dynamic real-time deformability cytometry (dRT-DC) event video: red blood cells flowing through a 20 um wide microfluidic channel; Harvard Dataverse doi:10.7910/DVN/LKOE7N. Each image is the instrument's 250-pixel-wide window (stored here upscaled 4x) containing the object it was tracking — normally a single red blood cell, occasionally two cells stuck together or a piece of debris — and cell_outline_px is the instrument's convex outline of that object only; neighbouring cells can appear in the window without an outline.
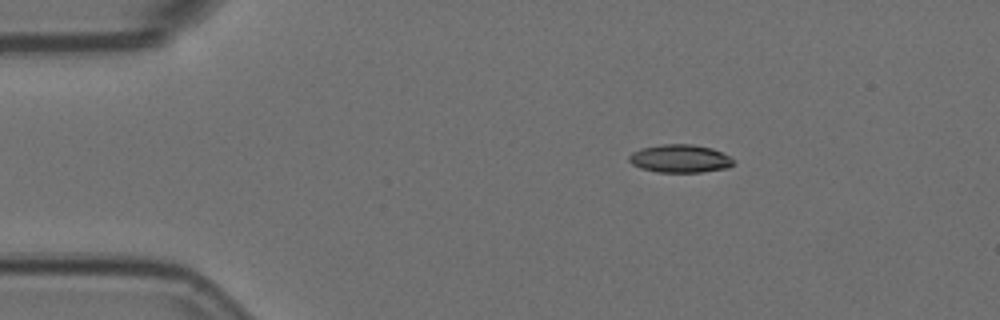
{"species": "Egyptian fruit bat (a non-hibernating species)", "species_latin": "Rousettus aegyptiacus", "temperature_condition": "room temperature", "stored_images_in_passage": 3, "camera_frame_rate_fps": 3000, "um_per_image_px": 0.085, "animal": {"sex": "female"}, "frame": {"image": 1, "passage_image": 1, "time_ms": 0.0, "image_size_px": [1000, 320], "cell_outline_px": [[736, 164], [728, 168], [700, 172], [656, 172], [632, 164], [628, 160], [628, 156], [632, 152], [640, 148], [664, 144], [692, 144], [712, 148], [736, 160]], "centroid_in_image_um": [57.83, 13.48], "position_along_channel_um": 27.2, "area_um2": 17.11}}
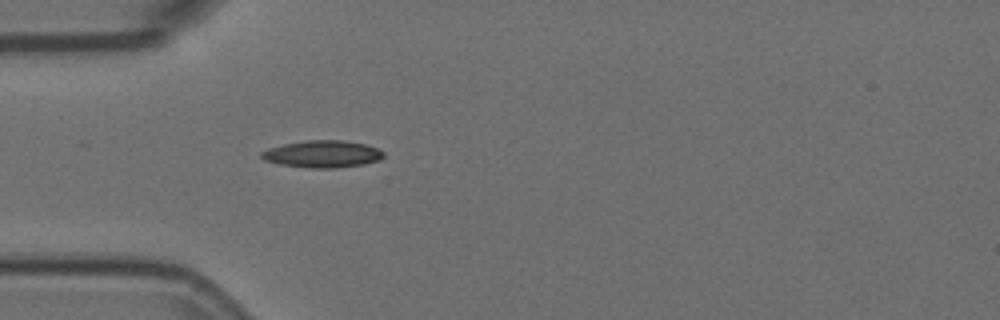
{"frame": {"image": 2, "passage_image": 3, "time_ms": 0.667, "image_size_px": [1000, 320], "cell_outline_px": [[384, 156], [380, 160], [364, 164], [332, 168], [312, 168], [280, 164], [264, 160], [260, 156], [260, 152], [268, 148], [284, 144], [308, 140], [340, 140], [364, 144], [376, 148], [384, 152]], "centroid_in_image_um": [27.4, 13.09], "position_along_channel_um": 57.6, "area_um2": 19.13}}